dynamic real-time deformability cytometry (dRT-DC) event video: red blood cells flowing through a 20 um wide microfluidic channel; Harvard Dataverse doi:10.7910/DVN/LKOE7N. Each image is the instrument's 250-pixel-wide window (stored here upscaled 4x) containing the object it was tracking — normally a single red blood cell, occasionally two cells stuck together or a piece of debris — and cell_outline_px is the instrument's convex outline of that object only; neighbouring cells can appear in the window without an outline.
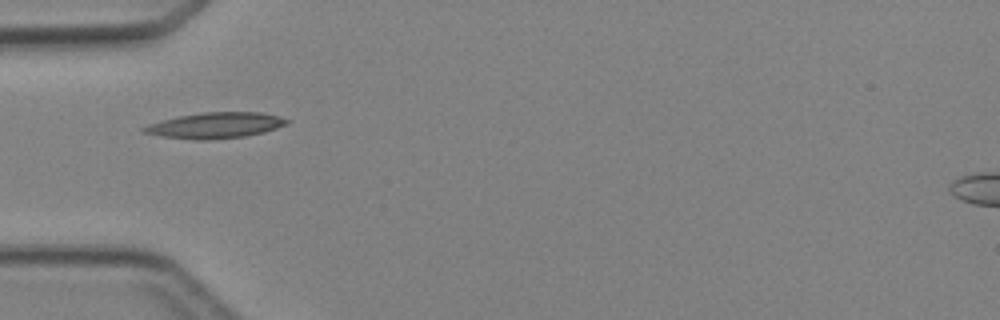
{"species": "Egyptian fruit bat (a non-hibernating species)", "species_latin": "Rousettus aegyptiacus", "temperature_condition": "cold", "stored_images_in_passage": 6, "camera_frame_rate_fps": 3000, "um_per_image_px": 0.085, "animal": {"sex": "female"}, "frame": {"image": 1, "passage_image": 5, "time_ms": 4.667, "image_size_px": [1000, 320], "cell_outline_px": [[292, 120], [288, 124], [264, 132], [244, 136], [212, 140], [196, 140], [164, 136], [144, 132], [140, 128], [148, 124], [180, 116], [200, 112], [260, 112], [280, 116]], "centroid_in_image_um": [18.37, 10.65], "position_along_channel_um": 66.6, "area_um2": 21.44}}
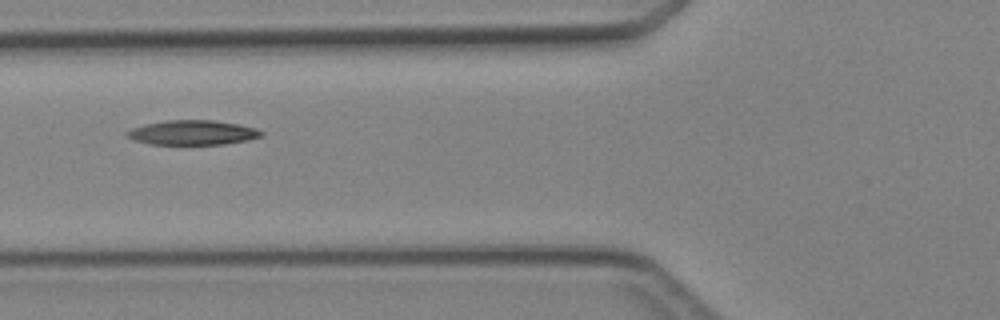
{"frame": {"image": 2, "passage_image": 6, "time_ms": 5.667, "image_size_px": [1000, 320], "cell_outline_px": [[264, 136], [248, 140], [224, 144], [148, 144], [136, 140], [128, 136], [124, 132], [132, 128], [144, 124], [168, 120], [216, 120], [240, 124], [256, 128], [264, 132]], "centroid_in_image_um": [16.42, 11.26], "position_along_channel_um": 109.4, "area_um2": 19.36}}